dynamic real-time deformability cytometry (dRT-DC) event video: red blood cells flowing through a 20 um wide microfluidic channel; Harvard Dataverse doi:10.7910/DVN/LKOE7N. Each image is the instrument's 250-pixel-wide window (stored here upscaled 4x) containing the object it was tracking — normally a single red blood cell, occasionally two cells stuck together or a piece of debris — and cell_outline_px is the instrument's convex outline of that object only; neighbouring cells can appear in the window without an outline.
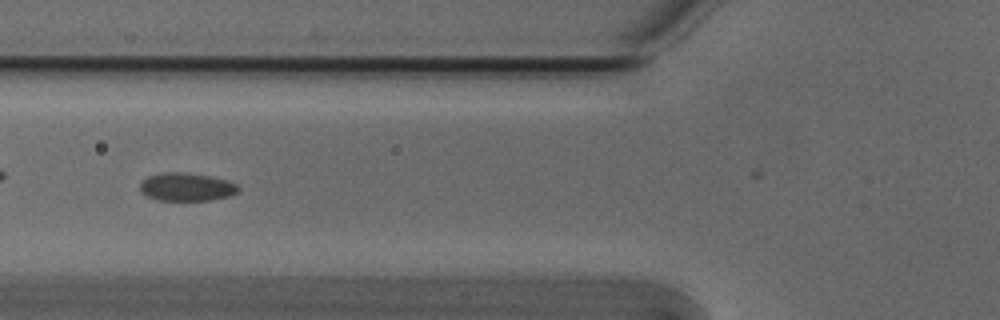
{"species": "Egyptian fruit bat (a non-hibernating species)", "species_latin": "Rousettus aegyptiacus", "temperature_condition": "cold", "stored_images_in_passage": 18, "camera_frame_rate_fps": 3000, "um_per_image_px": 0.085, "animal": {"sex": "male"}, "frame": {"image": 1, "passage_image": 15, "time_ms": 4.667, "image_size_px": [1000, 320], "cell_outline_px": [[240, 188], [236, 192], [228, 196], [212, 200], [156, 200], [140, 192], [140, 184], [148, 176], [164, 172], [184, 172], [208, 176], [224, 180], [236, 184]], "centroid_in_image_um": [15.82, 15.89], "position_along_channel_um": 110.0, "area_um2": 15.9}}